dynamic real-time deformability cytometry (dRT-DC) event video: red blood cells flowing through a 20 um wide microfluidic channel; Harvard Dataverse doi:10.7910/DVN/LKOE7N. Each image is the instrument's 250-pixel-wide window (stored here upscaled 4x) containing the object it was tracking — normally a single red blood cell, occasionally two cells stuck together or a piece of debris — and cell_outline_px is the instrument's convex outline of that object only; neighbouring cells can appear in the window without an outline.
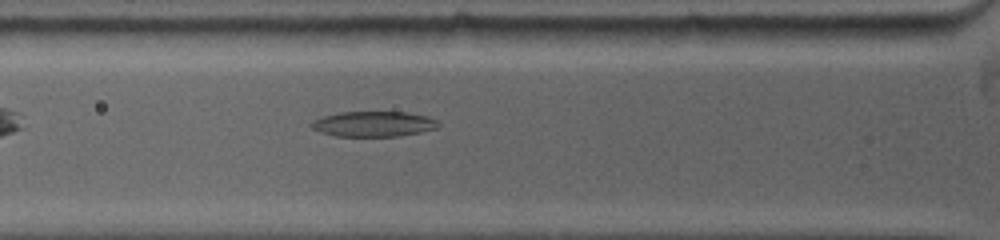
{"species": "common noctule bat (a hibernating species)", "species_latin": "Nyctalus noctula", "temperature_condition": "warm", "stored_images_in_passage": 5, "segment_of_instrument_passage": [1, 2], "camera_frame_rate_fps": 5000, "um_per_image_px": 0.085, "animal": {"sex": "female", "body_mass_g": 19.0, "forearm_length_mm": 53.3}, "frame": {"image": 1, "passage_image": 4, "time_ms": 2.6, "image_size_px": [1000, 240], "cell_outline_px": [[440, 124], [436, 128], [420, 132], [396, 136], [336, 136], [320, 132], [312, 128], [308, 124], [312, 120], [324, 116], [340, 112], [404, 112], [428, 116], [436, 120]], "centroid_in_image_um": [31.72, 10.53], "position_along_channel_um": 94.1, "area_um2": 18.67}}